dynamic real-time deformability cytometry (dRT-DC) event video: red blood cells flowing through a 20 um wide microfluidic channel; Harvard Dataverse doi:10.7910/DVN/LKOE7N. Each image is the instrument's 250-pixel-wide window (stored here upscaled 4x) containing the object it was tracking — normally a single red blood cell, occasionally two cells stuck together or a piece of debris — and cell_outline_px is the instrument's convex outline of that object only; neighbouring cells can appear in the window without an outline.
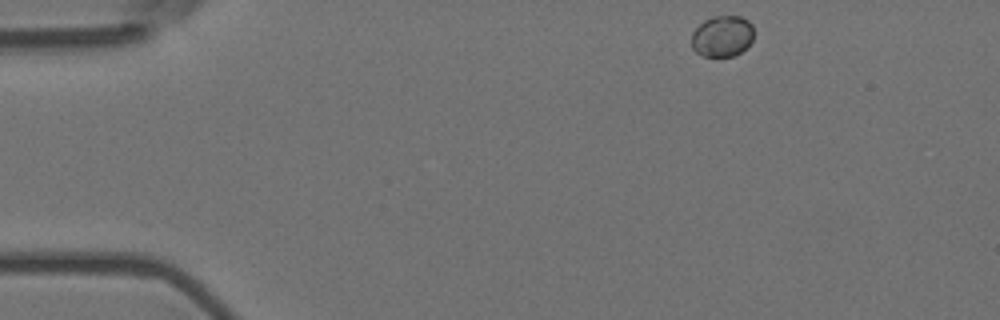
{"species": "Egyptian fruit bat (a non-hibernating species)", "species_latin": "Rousettus aegyptiacus", "temperature_condition": "room temperature", "stored_images_in_passage": 41, "camera_frame_rate_fps": 3000, "um_per_image_px": 0.085, "animal": {"sex": "female"}, "frame": {"image": 1, "passage_image": 1, "time_ms": 0.0, "image_size_px": [1000, 320], "cell_outline_px": [[752, 40], [740, 52], [732, 56], [704, 56], [696, 52], [692, 48], [692, 32], [704, 20], [712, 16], [740, 16], [748, 20], [752, 24]], "centroid_in_image_um": [61.37, 3.06], "position_along_channel_um": 23.6, "area_um2": 14.8}}
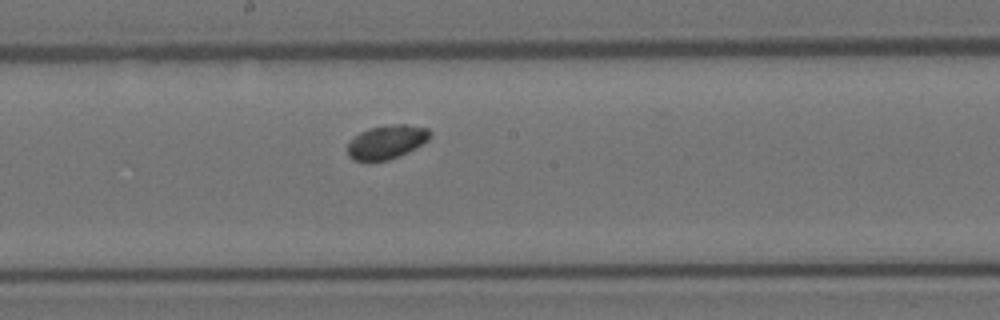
{"frame": {"image": 2, "passage_image": 23, "time_ms": 7.333, "image_size_px": [1000, 320], "cell_outline_px": [[432, 136], [424, 144], [408, 152], [388, 160], [368, 164], [352, 160], [348, 156], [348, 140], [360, 132], [368, 128], [396, 124], [404, 124], [428, 128], [432, 132]], "centroid_in_image_um": [32.84, 12.11], "position_along_channel_um": 215.4, "area_um2": 16.88}}
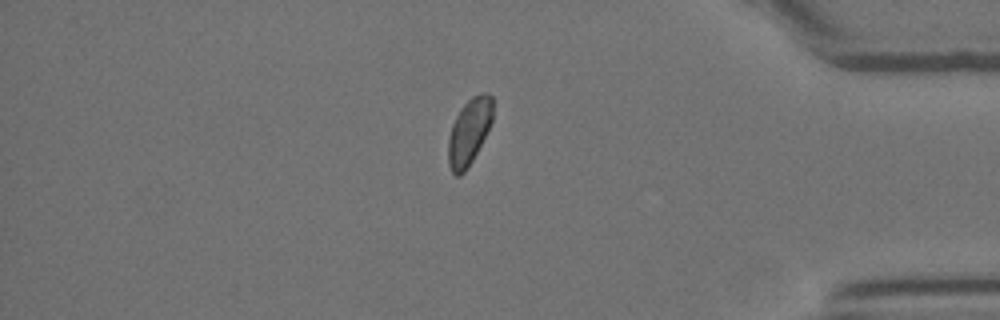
{"frame": {"image": 3, "passage_image": 40, "time_ms": 13.0, "image_size_px": [1000, 320], "cell_outline_px": [[492, 120], [468, 168], [460, 176], [456, 176], [452, 172], [448, 164], [448, 136], [452, 124], [460, 108], [472, 96], [484, 92], [488, 92], [492, 96]], "centroid_in_image_um": [39.85, 11.19], "position_along_channel_um": 395.4, "area_um2": 17.05}}